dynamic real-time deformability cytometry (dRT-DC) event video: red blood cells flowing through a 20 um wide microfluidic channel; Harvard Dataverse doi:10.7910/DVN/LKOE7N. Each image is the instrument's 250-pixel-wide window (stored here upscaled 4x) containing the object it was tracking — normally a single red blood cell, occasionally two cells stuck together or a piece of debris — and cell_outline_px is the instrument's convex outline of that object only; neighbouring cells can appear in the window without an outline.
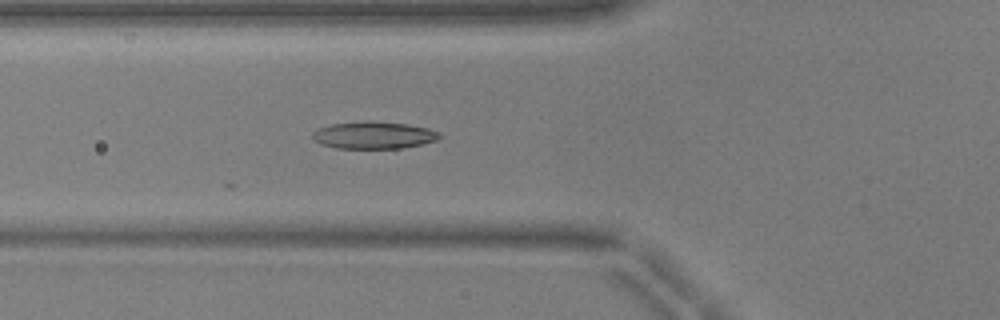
{"species": "common noctule bat (a hibernating species)", "species_latin": "Nyctalus noctula", "temperature_condition": "warm", "stored_images_in_passage": 36, "camera_frame_rate_fps": 3000, "um_per_image_px": 0.085, "animal": {"sex": "male", "body_mass_g": 17.9, "forearm_length_mm": 54.2}, "frame": {"image": 1, "passage_image": 20, "time_ms": 6.333, "image_size_px": [1000, 320], "cell_outline_px": [[440, 136], [436, 140], [424, 144], [404, 148], [336, 148], [320, 144], [312, 140], [312, 132], [320, 128], [332, 124], [364, 120], [372, 120], [408, 124], [428, 128], [440, 132]], "centroid_in_image_um": [31.76, 11.48], "position_along_channel_um": 94.0, "area_um2": 20.4}}
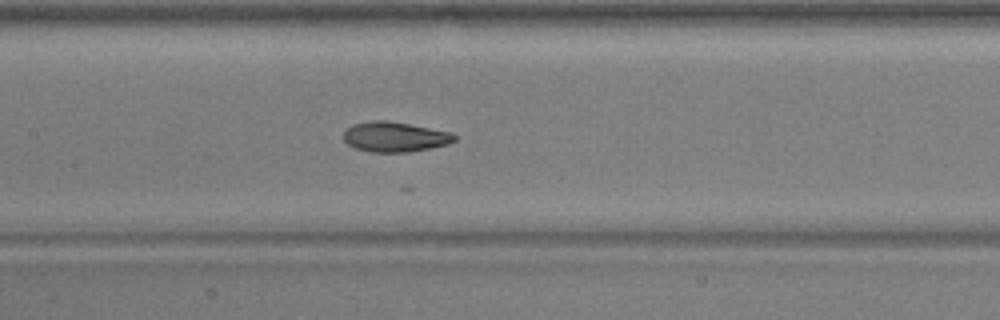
{"frame": {"image": 2, "passage_image": 26, "time_ms": 8.333, "image_size_px": [1000, 320], "cell_outline_px": [[456, 140], [448, 144], [432, 148], [408, 152], [372, 152], [356, 148], [348, 144], [344, 140], [344, 132], [352, 124], [372, 120], [388, 120], [448, 132], [456, 136]], "centroid_in_image_um": [33.54, 11.63], "position_along_channel_um": 173.9, "area_um2": 19.25}}
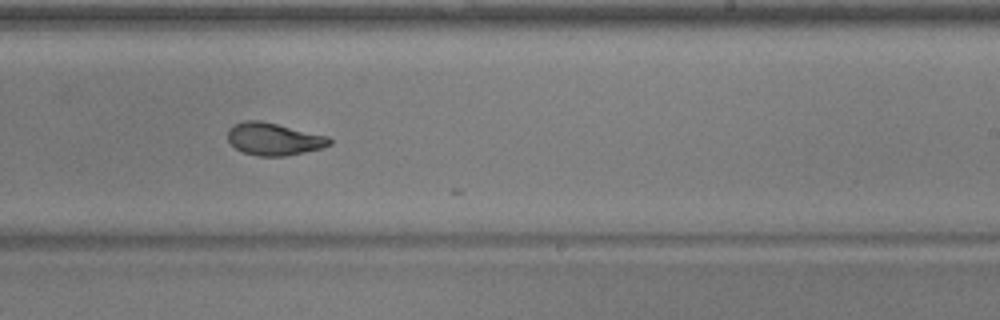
{"frame": {"image": 3, "passage_image": 33, "time_ms": 10.667, "image_size_px": [1000, 320], "cell_outline_px": [[332, 144], [324, 148], [284, 156], [256, 156], [244, 152], [236, 148], [228, 140], [228, 128], [232, 124], [244, 120], [260, 120], [328, 136], [332, 140]], "centroid_in_image_um": [23.27, 11.81], "position_along_channel_um": 265.7, "area_um2": 19.31}}